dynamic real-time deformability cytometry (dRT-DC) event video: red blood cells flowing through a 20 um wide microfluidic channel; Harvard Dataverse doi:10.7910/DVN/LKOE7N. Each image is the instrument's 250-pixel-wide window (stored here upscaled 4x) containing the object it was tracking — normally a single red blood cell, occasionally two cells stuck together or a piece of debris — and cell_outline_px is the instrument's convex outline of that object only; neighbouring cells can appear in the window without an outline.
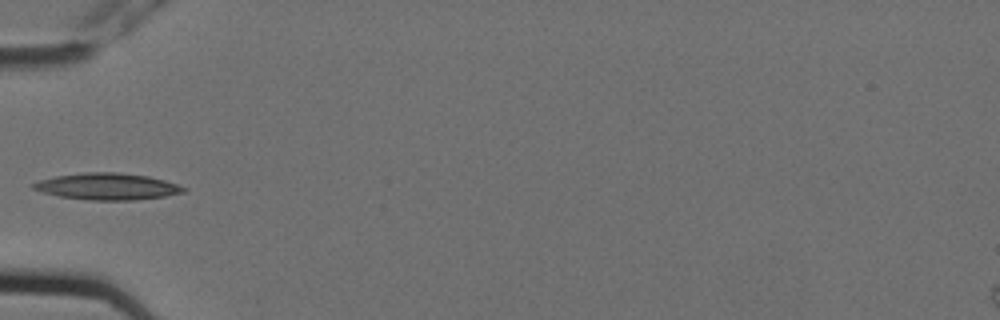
{"species": "Egyptian fruit bat (a non-hibernating species)", "species_latin": "Rousettus aegyptiacus", "temperature_condition": "cold", "stored_images_in_passage": 13, "camera_frame_rate_fps": 3000, "um_per_image_px": 0.085, "animal": {"sex": "female"}, "frame": {"image": 1, "passage_image": 4, "time_ms": 1.0, "image_size_px": [1000, 320], "cell_outline_px": [[188, 188], [184, 192], [164, 196], [136, 200], [88, 200], [60, 196], [44, 192], [32, 188], [32, 184], [40, 180], [56, 176], [84, 172], [120, 172], [148, 176], [164, 180]], "centroid_in_image_um": [9.14, 15.84], "position_along_channel_um": 75.9, "area_um2": 23.18}}
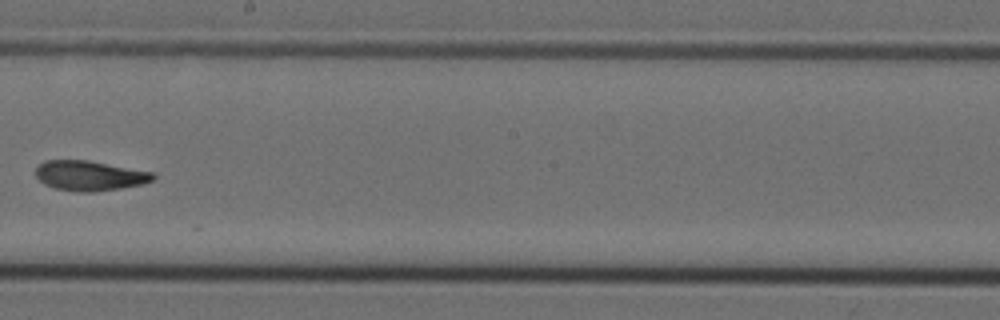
{"frame": {"image": 2, "passage_image": 8, "time_ms": 2.333, "image_size_px": [1000, 320], "cell_outline_px": [[156, 176], [152, 180], [140, 184], [120, 188], [92, 192], [80, 192], [56, 188], [44, 184], [36, 176], [36, 168], [44, 160], [88, 160], [152, 172]], "centroid_in_image_um": [7.59, 14.92], "position_along_channel_um": 240.6, "area_um2": 20.23}}
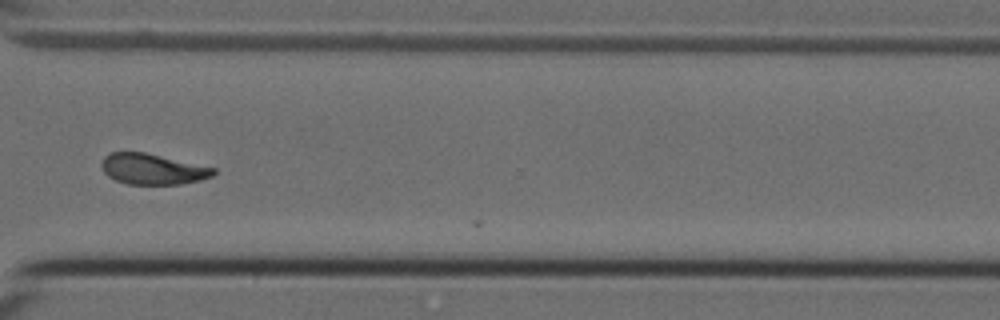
{"frame": {"image": 3, "passage_image": 11, "time_ms": 3.333, "image_size_px": [1000, 320], "cell_outline_px": [[216, 172], [212, 176], [200, 180], [180, 184], [128, 184], [116, 180], [108, 176], [104, 172], [100, 164], [104, 156], [108, 152], [144, 152], [216, 168]], "centroid_in_image_um": [12.95, 14.37], "position_along_channel_um": 357.7, "area_um2": 20.0}}